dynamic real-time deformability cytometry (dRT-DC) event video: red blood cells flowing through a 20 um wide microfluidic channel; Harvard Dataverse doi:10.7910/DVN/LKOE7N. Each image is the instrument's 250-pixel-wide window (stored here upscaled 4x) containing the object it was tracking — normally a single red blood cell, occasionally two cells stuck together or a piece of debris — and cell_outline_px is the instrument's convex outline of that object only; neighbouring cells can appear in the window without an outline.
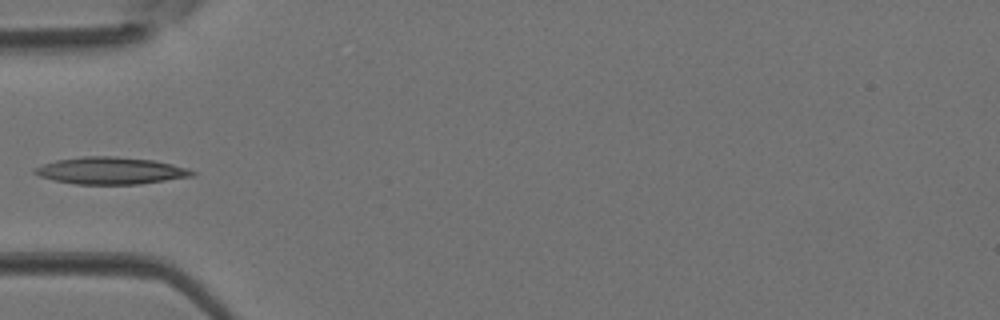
{"species": "Egyptian fruit bat (a non-hibernating species)", "species_latin": "Rousettus aegyptiacus", "temperature_condition": "room temperature", "stored_images_in_passage": 3, "camera_frame_rate_fps": 3000, "um_per_image_px": 0.085, "animal": {"sex": "female"}, "frame": {"image": 1, "passage_image": 3, "time_ms": 0.667, "image_size_px": [1000, 320], "cell_outline_px": [[196, 176], [140, 184], [76, 184], [52, 180], [40, 176], [32, 172], [36, 168], [44, 164], [56, 160], [84, 156], [116, 156], [152, 160], [172, 164], [188, 168], [196, 172]], "centroid_in_image_um": [9.45, 14.51], "position_along_channel_um": 75.6, "area_um2": 24.85}}